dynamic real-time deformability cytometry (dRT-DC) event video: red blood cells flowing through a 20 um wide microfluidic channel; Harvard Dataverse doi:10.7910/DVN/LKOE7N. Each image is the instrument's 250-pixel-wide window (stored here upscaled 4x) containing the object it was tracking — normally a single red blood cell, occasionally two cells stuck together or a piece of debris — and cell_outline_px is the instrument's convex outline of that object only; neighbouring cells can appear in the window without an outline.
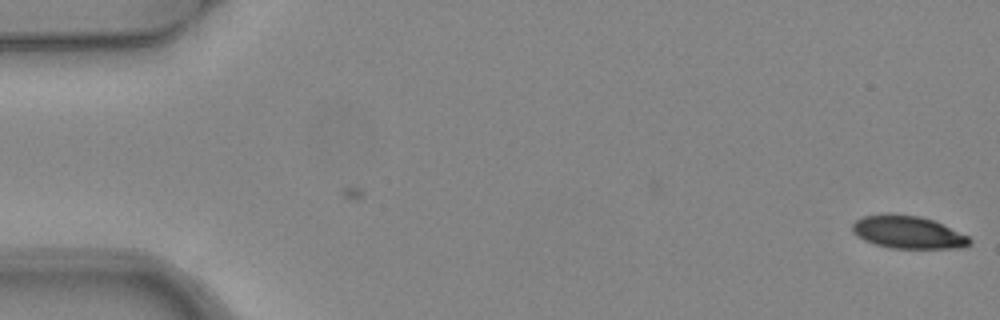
{"species": "common noctule bat (a hibernating species)", "species_latin": "Nyctalus noctula", "temperature_condition": "warm", "stored_images_in_passage": 6, "camera_frame_rate_fps": 3000, "um_per_image_px": 0.085, "animal": {"sex": "female", "body_mass_g": 24.6, "forearm_length_mm": 56.2}, "frame": {"image": 1, "passage_image": 1, "time_ms": 0.0, "image_size_px": [1000, 320], "cell_outline_px": [[972, 244], [964, 248], [892, 248], [876, 244], [864, 240], [856, 236], [852, 232], [852, 224], [856, 220], [864, 216], [888, 212], [892, 212], [920, 216], [932, 220], [968, 236], [972, 240]], "centroid_in_image_um": [77.16, 19.72], "position_along_channel_um": 7.8, "area_um2": 22.54}}
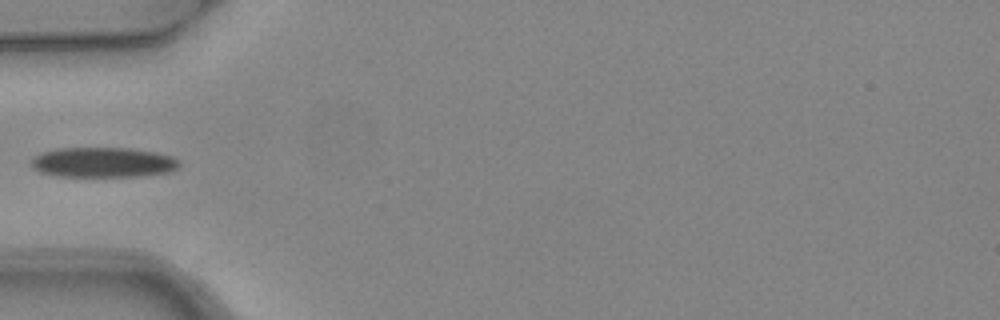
{"frame": {"image": 2, "passage_image": 5, "time_ms": 1.333, "image_size_px": [1000, 320], "cell_outline_px": [[180, 164], [176, 168], [168, 172], [140, 176], [56, 176], [40, 172], [32, 168], [32, 160], [36, 156], [44, 152], [60, 148], [124, 148], [156, 152], [172, 156], [180, 160]], "centroid_in_image_um": [8.78, 13.8], "position_along_channel_um": 76.2, "area_um2": 25.72}}
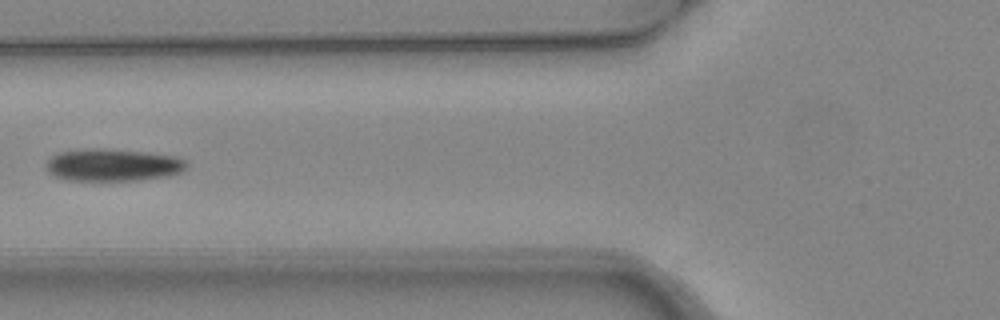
{"frame": {"image": 3, "passage_image": 6, "time_ms": 1.667, "image_size_px": [1000, 320], "cell_outline_px": [[188, 164], [180, 172], [168, 176], [136, 180], [68, 180], [56, 176], [48, 172], [44, 164], [56, 152], [88, 148], [92, 148], [144, 152], [172, 156], [184, 160]], "centroid_in_image_um": [9.53, 14.02], "position_along_channel_um": 116.3, "area_um2": 26.18}}